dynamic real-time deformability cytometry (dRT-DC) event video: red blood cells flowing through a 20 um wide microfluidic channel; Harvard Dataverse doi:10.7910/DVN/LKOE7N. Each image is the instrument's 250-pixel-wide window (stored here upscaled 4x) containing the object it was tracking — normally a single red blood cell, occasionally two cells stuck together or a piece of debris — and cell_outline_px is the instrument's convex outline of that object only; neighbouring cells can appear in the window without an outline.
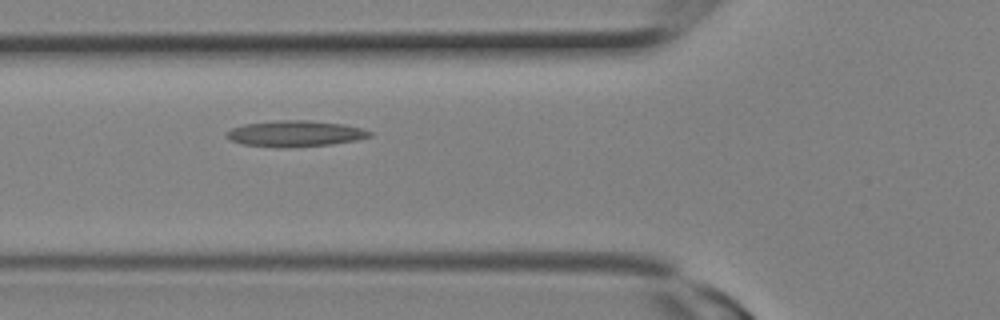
{"species": "Egyptian fruit bat (a non-hibernating species)", "species_latin": "Rousettus aegyptiacus", "temperature_condition": "room temperature", "stored_images_in_passage": 5, "camera_frame_rate_fps": 3000, "um_per_image_px": 0.085, "animal": {"sex": "female"}, "frame": {"image": 1, "passage_image": 2, "time_ms": 0.333, "image_size_px": [1000, 320], "cell_outline_px": [[372, 136], [356, 140], [332, 144], [284, 148], [240, 144], [232, 140], [228, 136], [228, 132], [232, 128], [244, 124], [276, 120], [308, 120], [344, 124], [360, 128], [372, 132]], "centroid_in_image_um": [25.11, 11.36], "position_along_channel_um": 100.7, "area_um2": 21.62}}
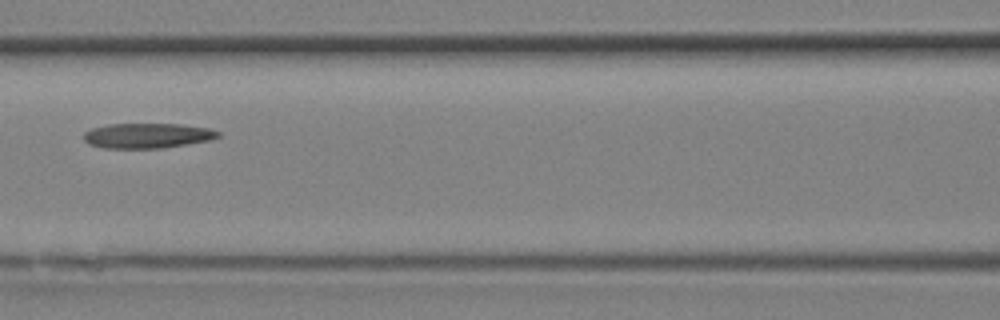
{"frame": {"image": 2, "passage_image": 4, "time_ms": 1.0, "image_size_px": [1000, 320], "cell_outline_px": [[220, 136], [208, 140], [160, 148], [104, 148], [88, 144], [84, 140], [84, 132], [92, 128], [108, 124], [180, 124], [208, 128], [220, 132]], "centroid_in_image_um": [12.48, 11.52], "position_along_channel_um": 154.1, "area_um2": 19.42}}